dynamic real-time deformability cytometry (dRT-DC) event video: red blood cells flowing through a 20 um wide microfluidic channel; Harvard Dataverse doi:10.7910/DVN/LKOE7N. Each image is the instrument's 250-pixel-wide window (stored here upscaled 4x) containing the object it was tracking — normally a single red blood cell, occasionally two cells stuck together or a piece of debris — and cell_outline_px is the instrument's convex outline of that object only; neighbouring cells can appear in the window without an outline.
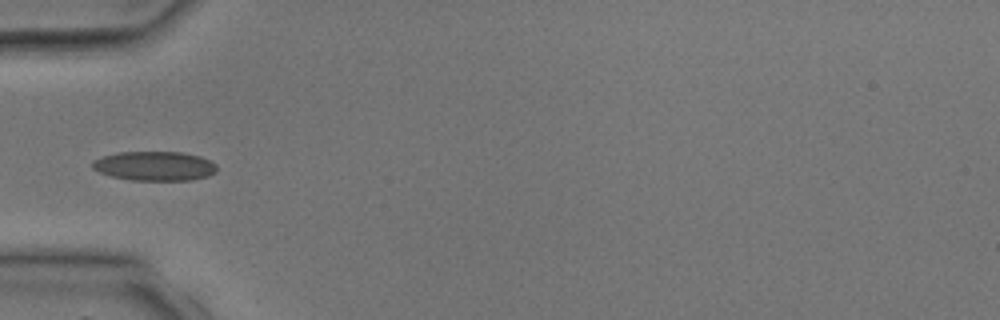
{"species": "common noctule bat (a hibernating species)", "species_latin": "Nyctalus noctula", "temperature_condition": "room temperature", "stored_images_in_passage": 3, "camera_frame_rate_fps": 3000, "um_per_image_px": 0.085, "animal": {"sex": "male", "body_mass_g": 17.9, "forearm_length_mm": 54.2}, "frame": {"image": 1, "passage_image": 3, "time_ms": 3.333, "image_size_px": [1000, 320], "cell_outline_px": [[216, 172], [208, 176], [192, 180], [132, 180], [112, 176], [100, 172], [92, 168], [92, 160], [116, 152], [180, 152], [200, 156], [216, 164]], "centroid_in_image_um": [13.14, 14.11], "position_along_channel_um": 71.9, "area_um2": 21.21}}